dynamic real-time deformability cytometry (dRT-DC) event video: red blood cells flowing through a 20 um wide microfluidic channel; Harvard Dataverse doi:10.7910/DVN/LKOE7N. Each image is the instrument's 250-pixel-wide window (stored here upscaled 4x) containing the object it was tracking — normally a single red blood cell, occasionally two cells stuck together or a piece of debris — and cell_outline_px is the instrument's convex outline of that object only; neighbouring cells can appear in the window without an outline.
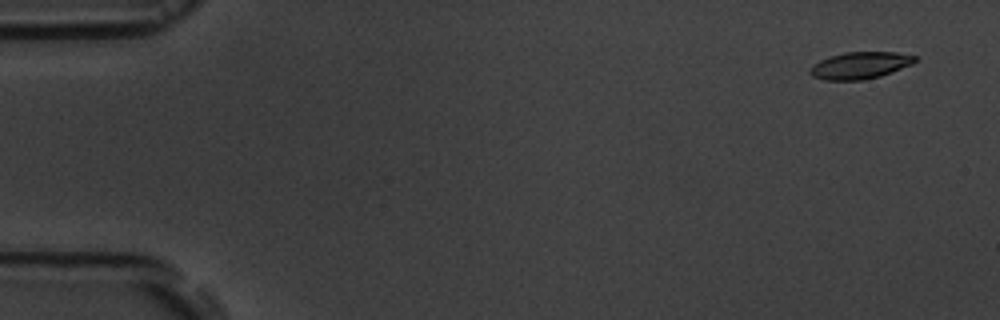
{"species": "common noctule bat (a hibernating species)", "species_latin": "Nyctalus noctula", "temperature_condition": "room temperature", "stored_images_in_passage": 5, "camera_frame_rate_fps": 3000, "um_per_image_px": 0.085, "animal": {"sex": "male", "body_mass_g": 19.5, "forearm_length_mm": 54.6}, "frame": {"image": 1, "passage_image": 1, "time_ms": 0.0, "image_size_px": [1000, 320], "cell_outline_px": [[916, 60], [912, 64], [880, 76], [864, 80], [824, 80], [812, 76], [808, 72], [812, 64], [828, 56], [844, 52], [896, 52], [916, 56]], "centroid_in_image_um": [73.05, 5.55], "position_along_channel_um": 11.9, "area_um2": 16.53}}
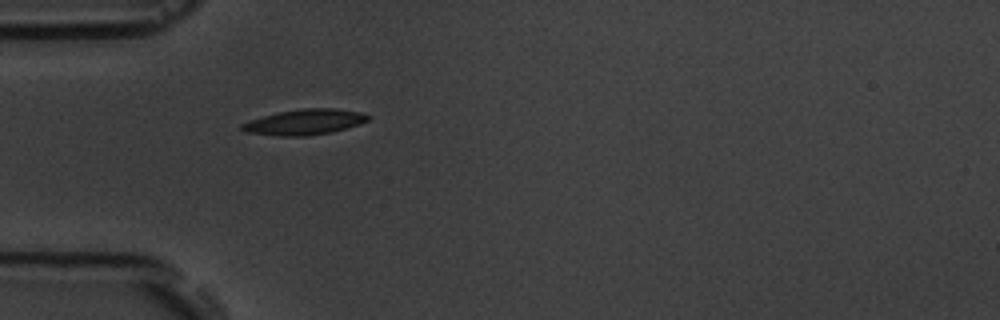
{"frame": {"image": 2, "passage_image": 5, "time_ms": 4.667, "image_size_px": [1000, 320], "cell_outline_px": [[372, 116], [368, 120], [360, 124], [332, 132], [308, 136], [280, 136], [248, 132], [240, 128], [240, 124], [264, 116], [280, 112], [300, 108], [336, 108], [360, 112]], "centroid_in_image_um": [25.95, 10.37], "position_along_channel_um": 59.1, "area_um2": 18.67}}